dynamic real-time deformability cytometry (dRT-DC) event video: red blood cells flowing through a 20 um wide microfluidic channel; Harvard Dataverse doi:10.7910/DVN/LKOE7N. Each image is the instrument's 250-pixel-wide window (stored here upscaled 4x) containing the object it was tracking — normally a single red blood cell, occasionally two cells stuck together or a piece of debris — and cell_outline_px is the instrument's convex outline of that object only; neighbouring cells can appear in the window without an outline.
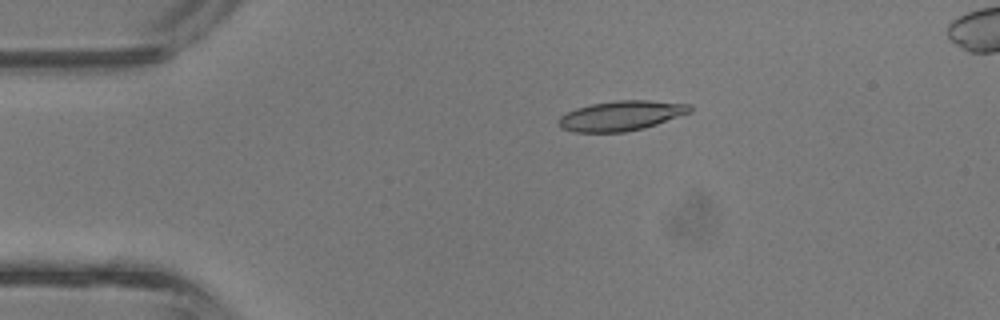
{"species": "common noctule bat (a hibernating species)", "species_latin": "Nyctalus noctula", "temperature_condition": "room temperature", "stored_images_in_passage": 42, "segment_of_instrument_passage": [1, 2], "camera_frame_rate_fps": 3000, "um_per_image_px": 0.085, "animal": {"sex": "male", "body_mass_g": 13.3}, "frame": {"image": 1, "passage_image": 7, "time_ms": 2.0, "image_size_px": [1000, 320], "cell_outline_px": [[692, 112], [644, 128], [624, 132], [572, 132], [560, 128], [560, 116], [576, 108], [592, 104], [616, 100], [648, 100], [692, 104]], "centroid_in_image_um": [52.83, 9.83], "position_along_channel_um": 32.2, "area_um2": 22.83}}
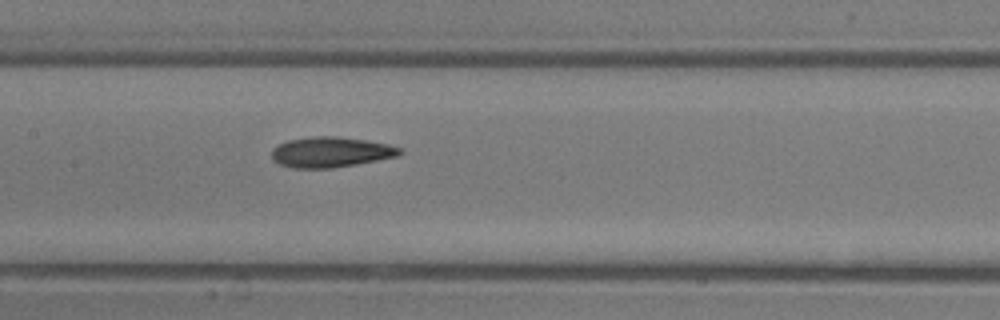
{"frame": {"image": 2, "passage_image": 19, "time_ms": 6.0, "image_size_px": [1000, 320], "cell_outline_px": [[404, 152], [396, 156], [376, 160], [332, 168], [292, 168], [280, 164], [272, 160], [272, 148], [288, 140], [316, 136], [336, 136], [368, 140], [388, 144], [400, 148]], "centroid_in_image_um": [28.1, 12.92], "position_along_channel_um": 179.3, "area_um2": 22.54}}
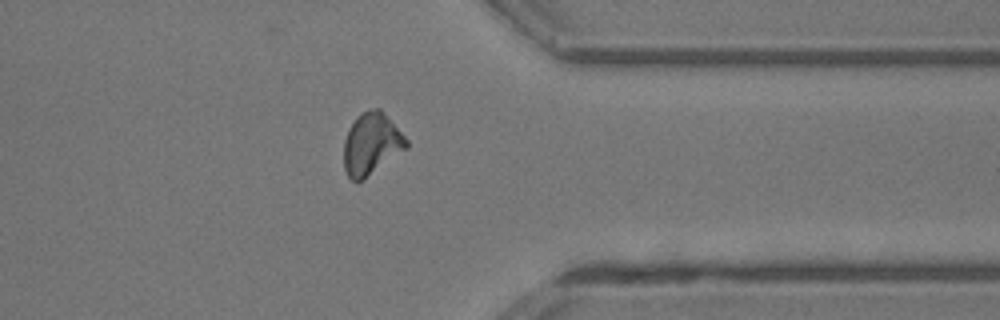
{"frame": {"image": 3, "passage_image": 32, "time_ms": 10.333, "image_size_px": [1000, 320], "cell_outline_px": [[408, 148], [360, 180], [352, 180], [348, 176], [344, 168], [344, 140], [348, 128], [356, 116], [360, 112], [372, 108], [380, 108], [408, 140]], "centroid_in_image_um": [31.56, 12.18], "position_along_channel_um": 379.8, "area_um2": 22.31}}